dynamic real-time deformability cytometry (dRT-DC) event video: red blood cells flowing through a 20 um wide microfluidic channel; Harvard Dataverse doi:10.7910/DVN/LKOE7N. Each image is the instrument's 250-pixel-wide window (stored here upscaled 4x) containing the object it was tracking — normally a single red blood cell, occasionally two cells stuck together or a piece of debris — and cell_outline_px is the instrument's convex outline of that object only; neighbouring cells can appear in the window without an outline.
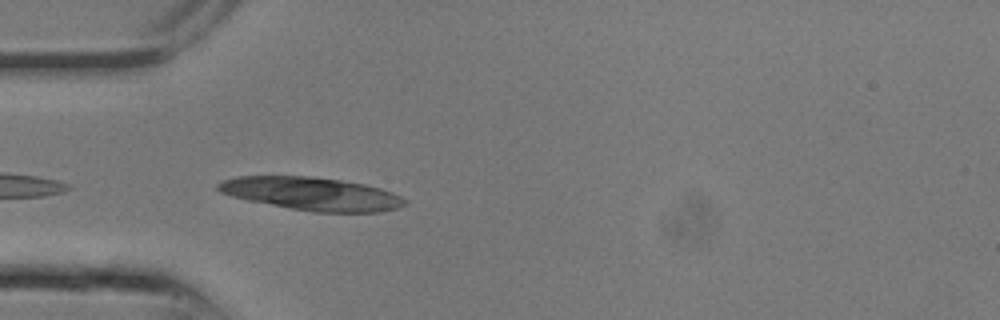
{"species": "common noctule bat (a hibernating species)", "species_latin": "Nyctalus noctula", "temperature_condition": "room temperature", "stored_images_in_passage": 6, "camera_frame_rate_fps": 3000, "um_per_image_px": 0.085, "animal": {"sex": "male", "body_mass_g": 13.3}, "frame": {"image": 1, "passage_image": 6, "time_ms": 1.667, "image_size_px": [1000, 320], "cell_outline_px": [[408, 204], [396, 208], [376, 212], [312, 212], [248, 200], [232, 196], [220, 192], [216, 188], [216, 184], [224, 180], [236, 176], [312, 176], [340, 180], [364, 184], [380, 188], [392, 192], [408, 200]], "centroid_in_image_um": [26.5, 16.46], "position_along_channel_um": 58.5, "area_um2": 35.89}}